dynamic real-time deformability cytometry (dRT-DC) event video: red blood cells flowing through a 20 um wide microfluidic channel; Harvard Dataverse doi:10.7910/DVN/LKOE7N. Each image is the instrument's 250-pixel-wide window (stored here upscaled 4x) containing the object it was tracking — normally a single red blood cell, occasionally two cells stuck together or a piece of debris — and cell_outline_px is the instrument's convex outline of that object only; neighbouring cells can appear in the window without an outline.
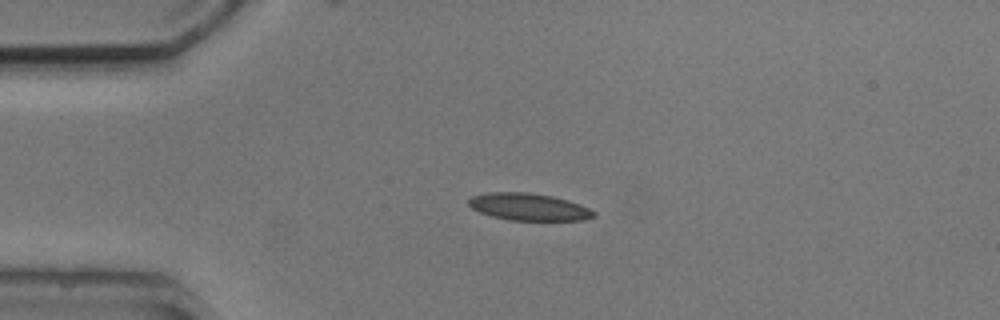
{"species": "common noctule bat (a hibernating species)", "species_latin": "Nyctalus noctula", "temperature_condition": "cold", "stored_images_in_passage": 7, "camera_frame_rate_fps": 3000, "um_per_image_px": 0.085, "animal": {"sex": "male", "body_mass_g": 20.5, "forearm_length_mm": 52.5}, "frame": {"image": 1, "passage_image": 3, "time_ms": 2.333, "image_size_px": [1000, 320], "cell_outline_px": [[596, 216], [584, 220], [508, 220], [492, 216], [480, 212], [472, 208], [468, 204], [468, 200], [472, 196], [488, 192], [528, 192], [552, 196], [568, 200], [580, 204], [596, 212]], "centroid_in_image_um": [44.95, 17.58], "position_along_channel_um": 40.0, "area_um2": 19.83}}